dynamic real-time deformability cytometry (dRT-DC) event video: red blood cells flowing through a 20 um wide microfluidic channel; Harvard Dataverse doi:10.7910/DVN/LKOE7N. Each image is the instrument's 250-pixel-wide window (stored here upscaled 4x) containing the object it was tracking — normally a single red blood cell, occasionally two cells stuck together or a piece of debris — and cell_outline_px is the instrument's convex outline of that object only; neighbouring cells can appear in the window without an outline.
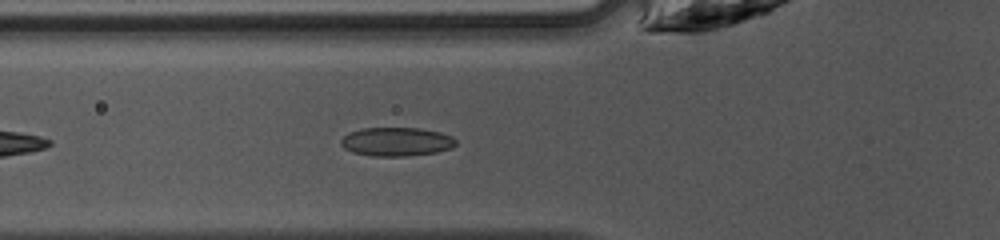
{"species": "common noctule bat (a hibernating species)", "species_latin": "Nyctalus noctula", "temperature_condition": "warm", "stored_images_in_passage": 33, "camera_frame_rate_fps": 3000, "um_per_image_px": 0.085, "animal": {"sex": "female", "body_mass_g": 10.0, "forearm_length_mm": 53.1}, "frame": {"image": 1, "passage_image": 3, "time_ms": 0.667, "image_size_px": [1000, 240], "cell_outline_px": [[456, 144], [452, 148], [436, 152], [408, 156], [372, 156], [352, 152], [344, 148], [340, 144], [340, 140], [348, 132], [360, 128], [420, 128], [440, 132], [452, 136], [456, 140]], "centroid_in_image_um": [33.68, 12.04], "position_along_channel_um": 92.1, "area_um2": 19.42}}
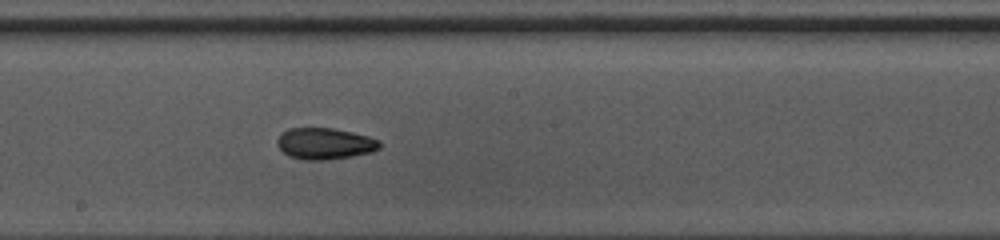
{"frame": {"image": 2, "passage_image": 12, "time_ms": 3.667, "image_size_px": [1000, 240], "cell_outline_px": [[380, 148], [372, 152], [352, 156], [328, 160], [304, 160], [288, 156], [276, 144], [276, 140], [280, 132], [288, 128], [332, 128], [352, 132], [368, 136], [380, 140]], "centroid_in_image_um": [27.58, 12.2], "position_along_channel_um": 220.6, "area_um2": 18.96}}
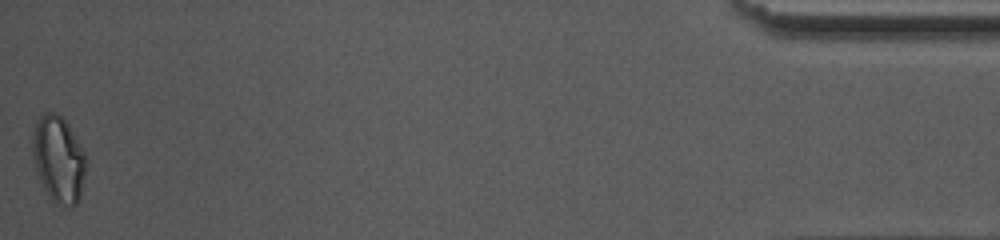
{"frame": {"image": 3, "passage_image": 33, "time_ms": 10.667, "image_size_px": [1000, 240], "cell_outline_px": [[88, 160], [80, 196], [76, 204], [72, 208], [60, 208], [48, 196], [40, 180], [36, 168], [32, 152], [32, 132], [40, 116], [44, 112], [52, 112], [60, 116], [64, 120], [72, 132], [84, 152]], "centroid_in_image_um": [4.98, 13.59], "position_along_channel_um": 430.2, "area_um2": 27.05}, "authors_computed_cell_mechanics": {"area_um2": 18.6694, "velocity_mm_per_s": 4.2485, "shape_relaxation_time_tau1_ms": null, "shape_relaxation_time_tau2_ms": 4.5887, "deformation_change_tau1": null, "deformation_change_tau2": 0.0942}}